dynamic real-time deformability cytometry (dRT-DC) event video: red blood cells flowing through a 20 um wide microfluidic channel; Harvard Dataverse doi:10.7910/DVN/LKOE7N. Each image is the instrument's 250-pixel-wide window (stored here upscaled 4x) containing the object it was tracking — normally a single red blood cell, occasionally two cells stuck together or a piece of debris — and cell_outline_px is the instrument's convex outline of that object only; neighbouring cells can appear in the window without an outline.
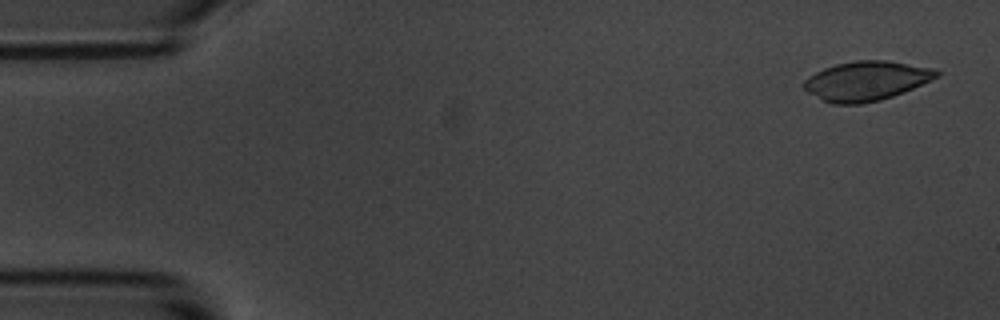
{"species": "common noctule bat (a hibernating species)", "species_latin": "Nyctalus noctula", "temperature_condition": "room temperature", "stored_images_in_passage": 5, "camera_frame_rate_fps": 3000, "um_per_image_px": 0.085, "animal": {"sex": "male", "body_mass_g": 20.1, "forearm_length_mm": 53.5}, "frame": {"image": 1, "passage_image": 1, "time_ms": 0.0, "image_size_px": [1000, 320], "cell_outline_px": [[940, 76], [904, 92], [880, 100], [860, 104], [832, 104], [820, 100], [808, 92], [804, 88], [804, 80], [808, 76], [824, 68], [836, 64], [856, 60], [884, 60], [932, 68], [940, 72]], "centroid_in_image_um": [73.61, 6.88], "position_along_channel_um": 11.4, "area_um2": 30.4}}